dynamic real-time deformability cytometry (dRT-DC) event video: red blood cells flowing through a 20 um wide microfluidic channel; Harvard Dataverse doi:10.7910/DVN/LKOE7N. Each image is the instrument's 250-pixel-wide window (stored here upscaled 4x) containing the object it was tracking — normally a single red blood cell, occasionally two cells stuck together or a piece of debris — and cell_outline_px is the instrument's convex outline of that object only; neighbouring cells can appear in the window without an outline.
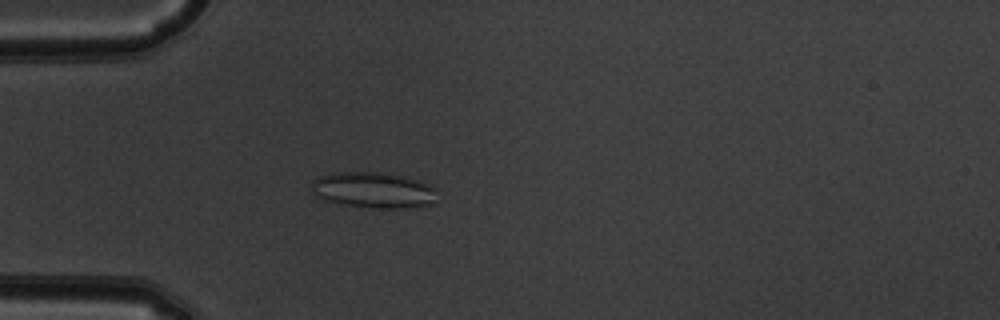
{"species": "common noctule bat (a hibernating species)", "species_latin": "Nyctalus noctula", "temperature_condition": "warm", "stored_images_in_passage": 47, "camera_frame_rate_fps": 3000, "um_per_image_px": 0.085, "animal": {"sex": "male", "body_mass_g": 19.5, "forearm_length_mm": 54.6}, "frame": {"image": 1, "passage_image": 10, "time_ms": 3.0, "image_size_px": [1000, 320], "cell_outline_px": [[436, 204], [412, 208], [376, 208], [344, 204], [324, 200], [316, 196], [312, 188], [312, 180], [320, 176], [336, 172], [376, 172], [408, 176], [420, 180], [432, 188]], "centroid_in_image_um": [31.75, 16.16], "position_along_channel_um": 53.2, "area_um2": 26.24}}
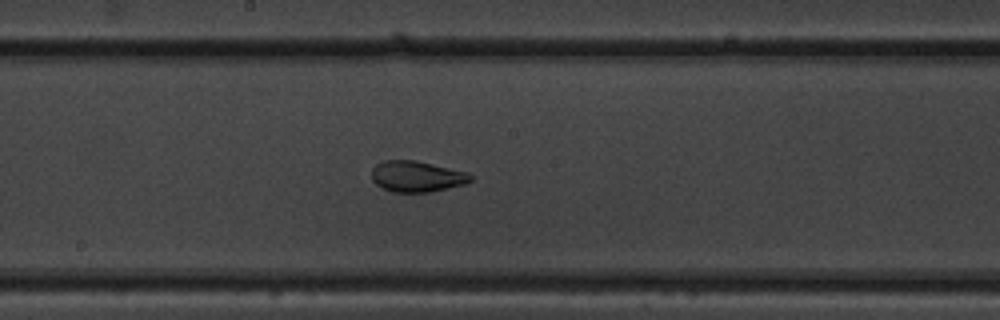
{"frame": {"image": 2, "passage_image": 23, "time_ms": 7.333, "image_size_px": [1000, 320], "cell_outline_px": [[472, 180], [464, 184], [448, 188], [428, 192], [392, 192], [380, 188], [372, 180], [372, 168], [376, 164], [384, 160], [416, 160], [468, 172], [472, 176]], "centroid_in_image_um": [35.4, 14.99], "position_along_channel_um": 212.8, "area_um2": 17.98}}
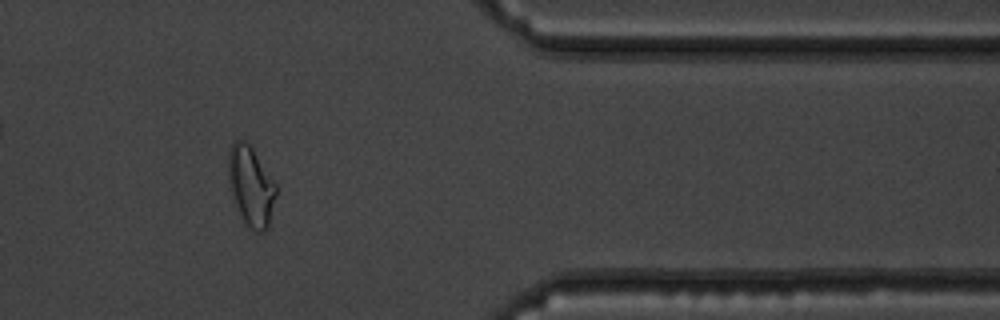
{"frame": {"image": 3, "passage_image": 38, "time_ms": 12.333, "image_size_px": [1000, 320], "cell_outline_px": [[276, 196], [268, 228], [264, 232], [256, 232], [248, 228], [244, 224], [236, 204], [228, 180], [228, 152], [232, 144], [236, 140], [244, 140], [252, 148], [276, 184]], "centroid_in_image_um": [21.33, 15.85], "position_along_channel_um": 390.1, "area_um2": 22.02}, "authors_computed_cell_mechanics": {"area_um2": 21.8484, "velocity_mm_per_s": 3.9102, "shape_relaxation_time_tau1_ms": 8.5435, "shape_relaxation_time_tau2_ms": 1.1373, "deformation_change_tau1": 0.2071, "deformation_change_tau2": 0.0617}}